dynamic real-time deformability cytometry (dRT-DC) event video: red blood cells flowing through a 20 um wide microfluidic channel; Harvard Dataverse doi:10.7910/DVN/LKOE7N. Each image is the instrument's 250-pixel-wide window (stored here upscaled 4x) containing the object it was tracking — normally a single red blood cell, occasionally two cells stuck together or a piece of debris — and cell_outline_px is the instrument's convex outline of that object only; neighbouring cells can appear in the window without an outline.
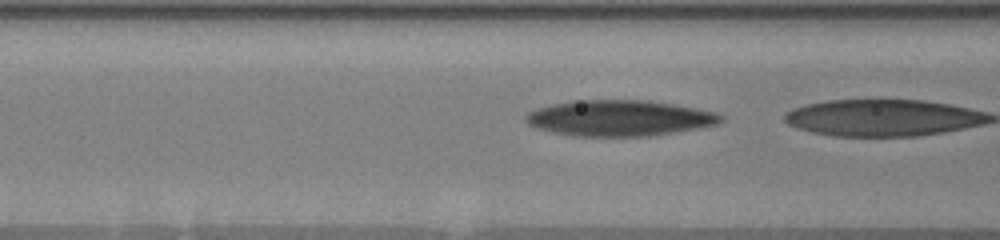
{"species": "human", "species_latin": "Homo sapiens", "temperature_condition": "warm", "stored_images_in_passage": 6, "camera_frame_rate_fps": 3000, "um_per_image_px": 0.085, "donor": {"sex": "male"}, "frame": {"image": 1, "passage_image": 5, "time_ms": 1.333, "image_size_px": [1000, 240], "cell_outline_px": [[724, 120], [716, 124], [696, 128], [648, 136], [572, 136], [552, 132], [536, 128], [528, 124], [524, 120], [524, 116], [528, 112], [536, 108], [552, 104], [572, 100], [648, 100], [696, 108], [716, 112], [724, 116]], "centroid_in_image_um": [52.59, 10.03], "position_along_channel_um": 114.0, "area_um2": 40.81}}